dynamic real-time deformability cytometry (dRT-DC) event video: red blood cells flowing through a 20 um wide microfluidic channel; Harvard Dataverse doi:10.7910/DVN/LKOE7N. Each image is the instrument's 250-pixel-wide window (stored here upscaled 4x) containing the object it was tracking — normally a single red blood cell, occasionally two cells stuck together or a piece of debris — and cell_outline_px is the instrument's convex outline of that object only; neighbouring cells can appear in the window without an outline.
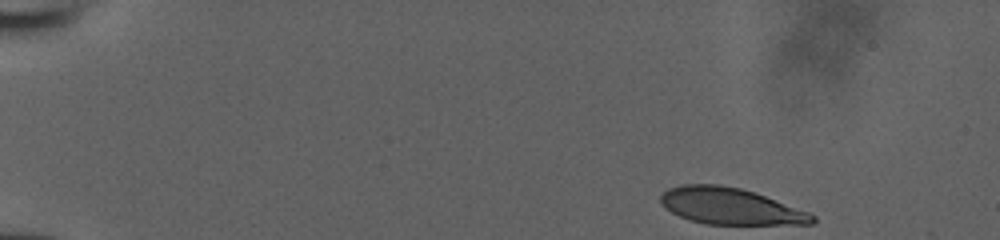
{"species": "human", "species_latin": "Homo sapiens", "temperature_condition": "room temperature", "stored_images_in_passage": 45, "camera_frame_rate_fps": 3000, "um_per_image_px": 0.085, "donor": {"sex": "male"}, "frame": {"image": 1, "passage_image": 1, "time_ms": 0.0, "image_size_px": [1000, 240], "cell_outline_px": [[816, 220], [812, 224], [704, 224], [680, 216], [664, 208], [660, 200], [660, 196], [668, 188], [680, 184], [720, 184], [740, 188], [764, 196], [808, 212], [816, 216]], "centroid_in_image_um": [62.04, 17.52], "position_along_channel_um": 23.0, "area_um2": 31.96}}
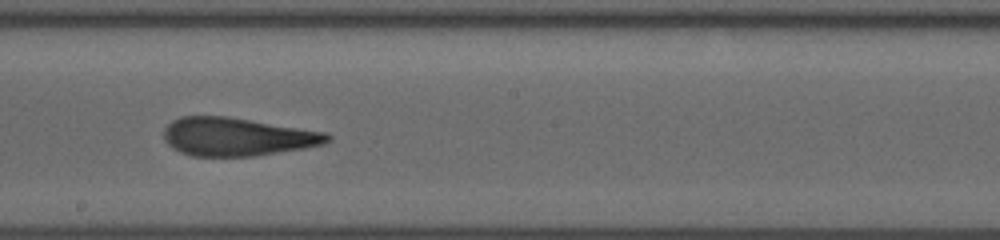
{"frame": {"image": 2, "passage_image": 25, "time_ms": 8.0, "image_size_px": [1000, 240], "cell_outline_px": [[332, 140], [324, 144], [304, 148], [252, 156], [192, 156], [180, 152], [172, 148], [164, 140], [164, 128], [172, 120], [180, 116], [228, 116], [328, 132], [332, 136]], "centroid_in_image_um": [20.17, 11.61], "position_along_channel_um": 228.0, "area_um2": 36.7}}
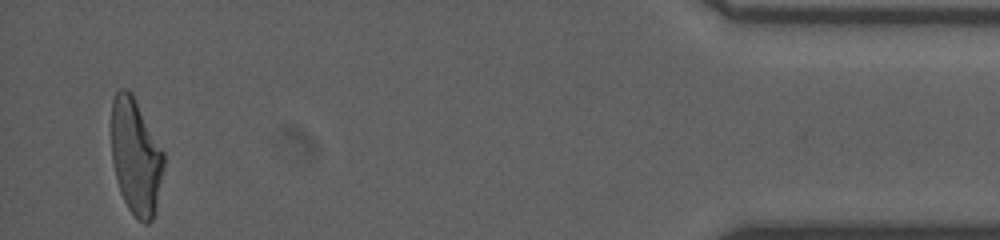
{"frame": {"image": 3, "passage_image": 44, "time_ms": 14.333, "image_size_px": [1000, 240], "cell_outline_px": [[164, 164], [156, 204], [152, 220], [148, 224], [144, 224], [128, 208], [120, 192], [112, 160], [112, 100], [116, 92], [120, 88], [124, 88], [132, 92], [164, 152]], "centroid_in_image_um": [11.54, 13.27], "position_along_channel_um": 423.7, "area_um2": 35.03}}